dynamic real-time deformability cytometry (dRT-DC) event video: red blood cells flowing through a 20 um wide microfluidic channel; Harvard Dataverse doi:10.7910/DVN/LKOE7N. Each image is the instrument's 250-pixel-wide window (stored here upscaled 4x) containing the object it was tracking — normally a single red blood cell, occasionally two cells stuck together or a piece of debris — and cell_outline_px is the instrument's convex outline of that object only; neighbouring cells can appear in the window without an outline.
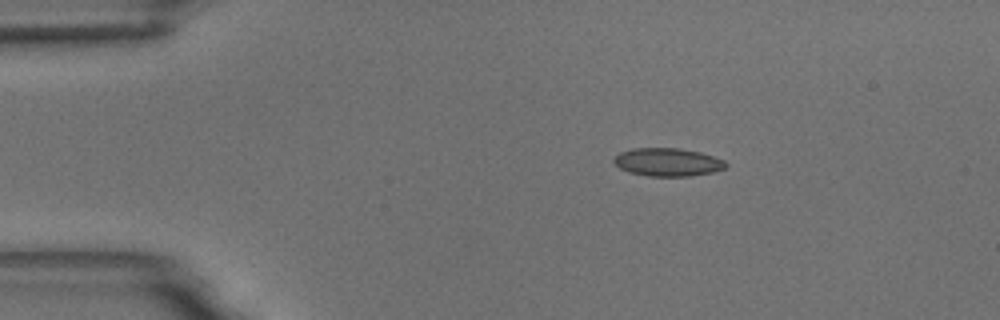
{"species": "common noctule bat (a hibernating species)", "species_latin": "Nyctalus noctula", "temperature_condition": "room temperature", "stored_images_in_passage": 47, "camera_frame_rate_fps": 3000, "um_per_image_px": 0.085, "animal": {"sex": "male", "body_mass_g": 18.8}, "frame": {"image": 1, "passage_image": 1, "time_ms": 0.0, "image_size_px": [1000, 320], "cell_outline_px": [[728, 164], [724, 168], [712, 172], [692, 176], [648, 176], [628, 172], [620, 168], [612, 160], [620, 152], [632, 148], [680, 148], [700, 152], [724, 160]], "centroid_in_image_um": [56.74, 13.78], "position_along_channel_um": 28.3, "area_um2": 18.32}}
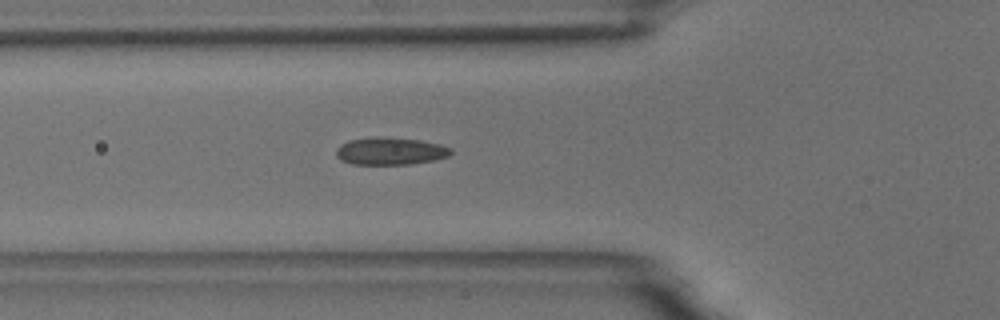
{"frame": {"image": 2, "passage_image": 11, "time_ms": 3.333, "image_size_px": [1000, 320], "cell_outline_px": [[452, 152], [448, 156], [432, 160], [412, 164], [352, 164], [340, 160], [336, 156], [336, 148], [340, 144], [348, 140], [380, 136], [420, 140], [440, 144], [452, 148]], "centroid_in_image_um": [33.15, 12.84], "position_along_channel_um": 92.7, "area_um2": 18.44}}
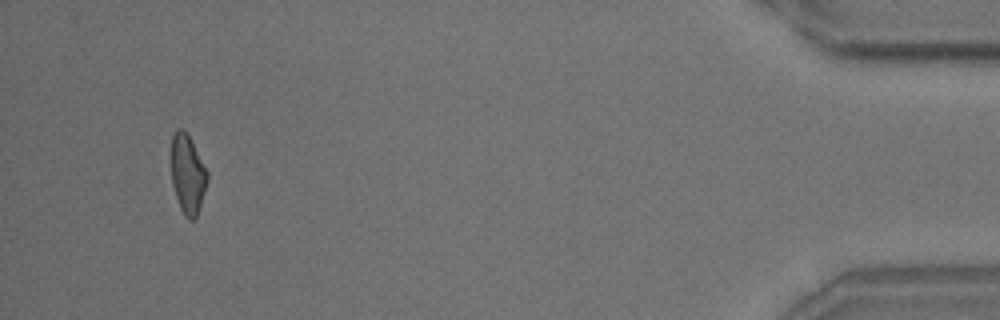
{"frame": {"image": 3, "passage_image": 44, "time_ms": 14.333, "image_size_px": [1000, 320], "cell_outline_px": [[208, 180], [196, 216], [192, 220], [188, 220], [184, 216], [180, 208], [172, 184], [172, 136], [176, 128], [184, 128], [188, 132], [208, 172]], "centroid_in_image_um": [15.95, 14.76], "position_along_channel_um": 419.2, "area_um2": 16.65}, "authors_computed_cell_mechanics": {"area_um2": 17.7446, "velocity_mm_per_s": 3.6344, "shape_relaxation_time_tau1_ms": 9.1988, "shape_relaxation_time_tau2_ms": 0.9544, "deformation_change_tau1": 0.1923, "deformation_change_tau2": 0.0729}}